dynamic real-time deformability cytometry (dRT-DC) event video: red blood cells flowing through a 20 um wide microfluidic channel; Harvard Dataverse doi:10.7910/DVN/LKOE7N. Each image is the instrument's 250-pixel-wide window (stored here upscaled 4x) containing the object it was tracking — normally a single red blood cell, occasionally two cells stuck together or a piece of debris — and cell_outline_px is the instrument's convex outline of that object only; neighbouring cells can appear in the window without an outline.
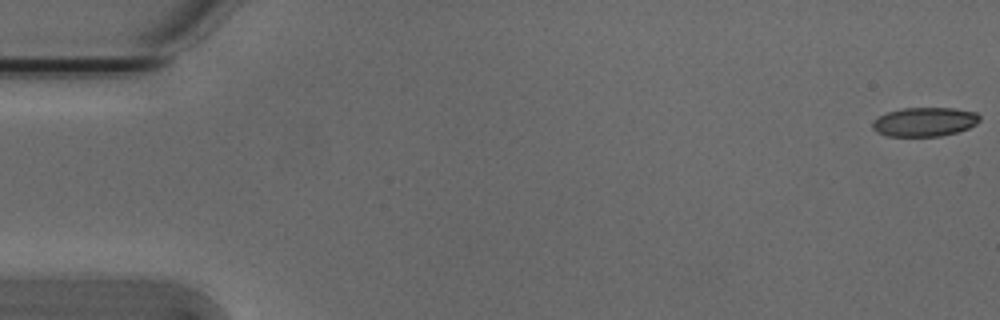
{"species": "Egyptian fruit bat (a non-hibernating species)", "species_latin": "Rousettus aegyptiacus", "temperature_condition": "cold", "stored_images_in_passage": 10, "camera_frame_rate_fps": 3000, "um_per_image_px": 0.085, "animal": {"sex": "male"}, "frame": {"image": 1, "passage_image": 1, "time_ms": 0.0, "image_size_px": [1000, 320], "cell_outline_px": [[980, 120], [976, 124], [968, 128], [956, 132], [940, 136], [888, 136], [876, 132], [872, 128], [872, 120], [888, 112], [904, 108], [956, 108], [976, 112], [980, 116]], "centroid_in_image_um": [78.59, 10.35], "position_along_channel_um": 6.4, "area_um2": 18.15}}